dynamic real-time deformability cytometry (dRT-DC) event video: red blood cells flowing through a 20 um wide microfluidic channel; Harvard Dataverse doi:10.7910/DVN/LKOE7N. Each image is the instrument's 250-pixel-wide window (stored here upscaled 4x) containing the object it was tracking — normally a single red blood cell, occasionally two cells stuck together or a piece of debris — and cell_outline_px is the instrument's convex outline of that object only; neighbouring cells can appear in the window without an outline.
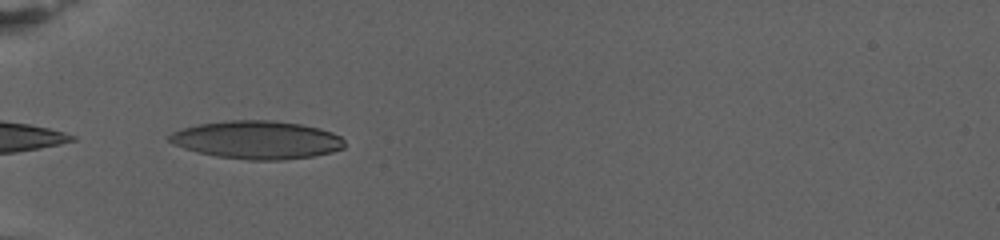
{"species": "human", "species_latin": "Homo sapiens", "temperature_condition": "warm", "stored_images_in_passage": 37, "camera_frame_rate_fps": 3000, "um_per_image_px": 0.085, "donor": {"sex": "female"}, "frame": {"image": 1, "passage_image": 1, "time_ms": 0.0, "image_size_px": [1000, 240], "cell_outline_px": [[344, 148], [332, 152], [312, 156], [284, 160], [248, 160], [216, 156], [196, 152], [172, 144], [168, 140], [168, 136], [172, 132], [180, 128], [196, 124], [228, 120], [272, 120], [300, 124], [320, 128], [332, 132], [340, 136], [344, 140]], "centroid_in_image_um": [21.82, 11.88], "position_along_channel_um": 63.2, "area_um2": 39.19}}
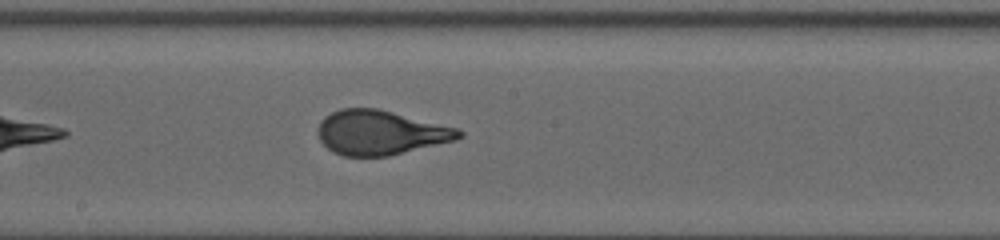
{"frame": {"image": 2, "passage_image": 10, "time_ms": 6.0, "image_size_px": [1000, 240], "cell_outline_px": [[464, 136], [456, 140], [388, 156], [344, 156], [332, 152], [320, 140], [316, 132], [316, 128], [320, 120], [324, 116], [340, 108], [376, 108], [460, 128], [464, 132]], "centroid_in_image_um": [32.33, 11.26], "position_along_channel_um": 215.9, "area_um2": 36.82}}
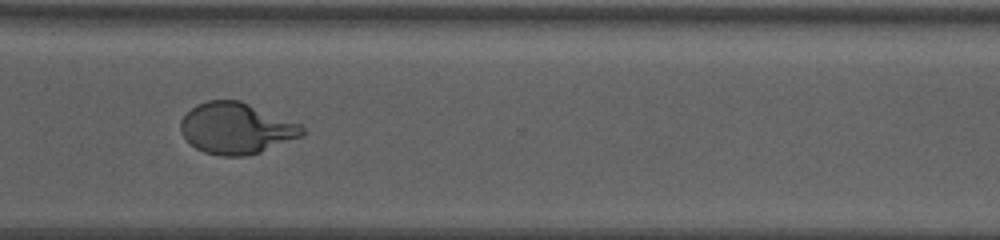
{"frame": {"image": 3, "passage_image": 23, "time_ms": 11.0, "image_size_px": [1000, 240], "cell_outline_px": [[304, 136], [260, 152], [244, 156], [220, 156], [204, 152], [196, 148], [180, 132], [180, 120], [196, 104], [208, 100], [240, 100], [300, 124], [304, 128]], "centroid_in_image_um": [20.08, 10.91], "position_along_channel_um": 350.5, "area_um2": 36.18}, "authors_computed_cell_mechanics": {"area_um2": 36.9342, "velocity_mm_per_s": 2.6932, "shape_relaxation_time_tau1_ms": 10.1422, "shape_relaxation_time_tau2_ms": null, "deformation_change_tau1": 0.3058, "deformation_change_tau2": null}}